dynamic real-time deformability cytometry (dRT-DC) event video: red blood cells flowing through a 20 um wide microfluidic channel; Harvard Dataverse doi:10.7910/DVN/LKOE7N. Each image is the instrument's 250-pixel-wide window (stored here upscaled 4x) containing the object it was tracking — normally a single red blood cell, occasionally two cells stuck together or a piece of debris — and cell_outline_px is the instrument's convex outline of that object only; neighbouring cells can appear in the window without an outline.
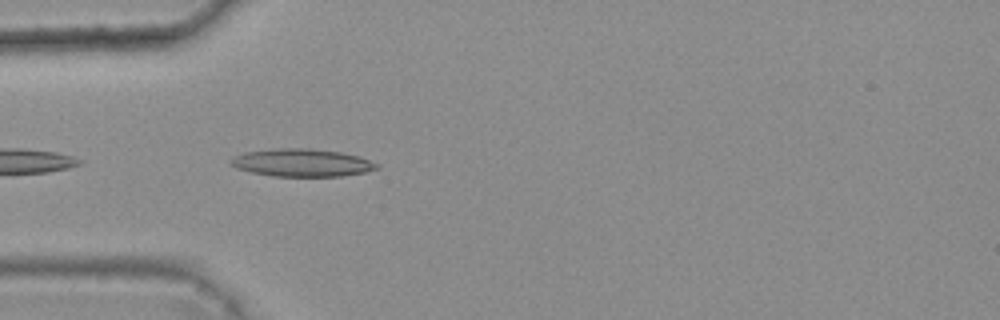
{"species": "common noctule bat (a hibernating species)", "species_latin": "Nyctalus noctula", "temperature_condition": "warm", "stored_images_in_passage": 4, "camera_frame_rate_fps": 3000, "um_per_image_px": 0.085, "animal": {"sex": "female", "body_mass_g": 25.1}, "frame": {"image": 1, "passage_image": 4, "time_ms": 1.0, "image_size_px": [1000, 320], "cell_outline_px": [[380, 168], [364, 172], [340, 176], [276, 176], [252, 172], [236, 168], [228, 164], [228, 160], [232, 156], [244, 152], [276, 148], [308, 148], [340, 152], [360, 156], [380, 164]], "centroid_in_image_um": [25.64, 13.82], "position_along_channel_um": 59.4, "area_um2": 23.76}}